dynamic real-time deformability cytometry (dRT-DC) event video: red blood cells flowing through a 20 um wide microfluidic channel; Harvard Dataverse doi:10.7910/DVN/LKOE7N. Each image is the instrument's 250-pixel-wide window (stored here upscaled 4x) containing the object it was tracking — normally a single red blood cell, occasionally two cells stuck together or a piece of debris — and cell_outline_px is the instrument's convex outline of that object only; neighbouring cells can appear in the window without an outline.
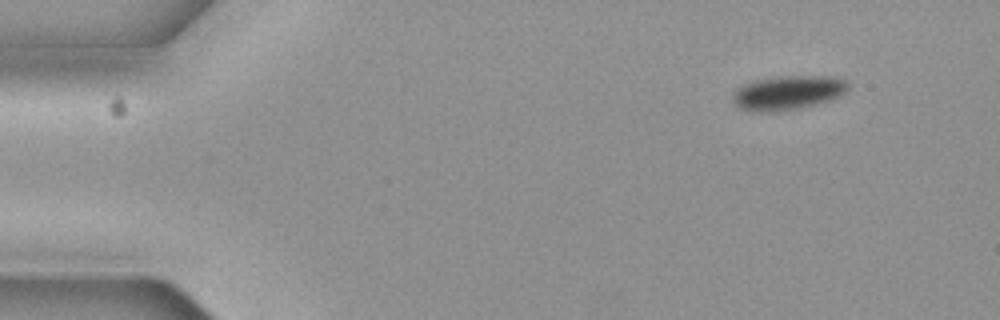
{"species": "common noctule bat (a hibernating species)", "species_latin": "Nyctalus noctula", "temperature_condition": "cold", "stored_images_in_passage": 4, "camera_frame_rate_fps": 3000, "um_per_image_px": 0.085, "animal": {"sex": "female", "body_mass_g": 19.3, "forearm_length_mm": 54.1}, "frame": {"image": 1, "passage_image": 1, "time_ms": 0.0, "image_size_px": [1000, 320], "cell_outline_px": [[848, 88], [840, 96], [816, 104], [796, 108], [772, 112], [760, 112], [740, 108], [732, 104], [732, 92], [736, 88], [744, 84], [756, 80], [780, 76], [836, 76], [848, 80]], "centroid_in_image_um": [66.95, 7.86], "position_along_channel_um": 18.1, "area_um2": 23.06}}
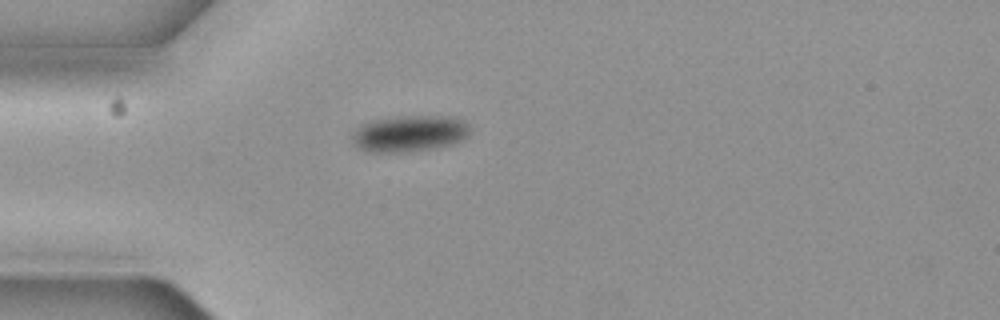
{"frame": {"image": 2, "passage_image": 4, "time_ms": 1.0, "image_size_px": [1000, 320], "cell_outline_px": [[472, 128], [468, 136], [452, 144], [432, 148], [408, 152], [368, 152], [360, 148], [352, 140], [352, 132], [360, 124], [372, 120], [396, 116], [456, 116], [464, 120]], "centroid_in_image_um": [34.83, 11.33], "position_along_channel_um": 50.2, "area_um2": 25.32}}